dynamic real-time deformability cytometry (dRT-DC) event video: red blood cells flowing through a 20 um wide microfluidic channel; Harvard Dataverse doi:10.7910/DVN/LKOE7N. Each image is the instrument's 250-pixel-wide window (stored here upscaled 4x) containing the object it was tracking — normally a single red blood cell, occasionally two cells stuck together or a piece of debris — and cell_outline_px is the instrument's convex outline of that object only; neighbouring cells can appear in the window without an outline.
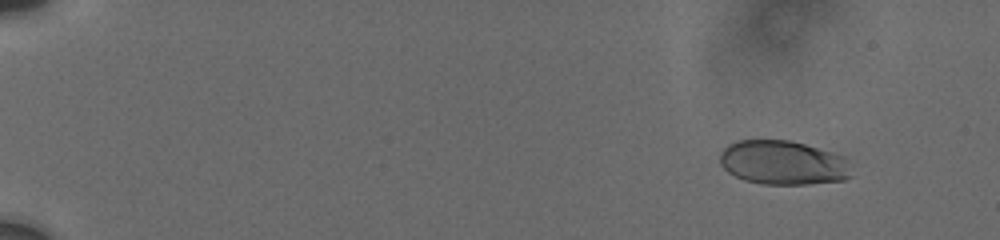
{"species": "human", "species_latin": "Homo sapiens", "temperature_condition": "cold", "stored_images_in_passage": 15, "camera_frame_rate_fps": 3000, "um_per_image_px": 0.085, "donor": {"sex": "male"}, "frame": {"image": 1, "passage_image": 3, "time_ms": 1.667, "image_size_px": [1000, 240], "cell_outline_px": [[852, 176], [844, 180], [808, 184], [764, 184], [744, 180], [728, 172], [720, 164], [720, 152], [728, 144], [736, 140], [788, 140], [804, 144], [840, 156]], "centroid_in_image_um": [66.46, 13.83], "position_along_channel_um": 18.5, "area_um2": 33.29}}
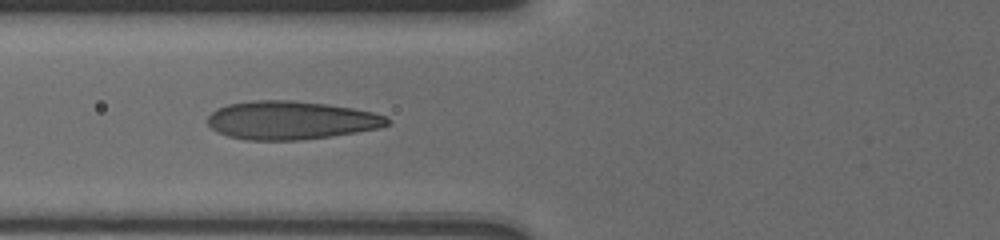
{"frame": {"image": 2, "passage_image": 12, "time_ms": 8.0, "image_size_px": [1000, 240], "cell_outline_px": [[388, 124], [380, 128], [356, 132], [300, 140], [248, 140], [228, 136], [216, 132], [208, 124], [208, 116], [216, 108], [228, 104], [252, 100], [292, 100], [328, 104], [352, 108], [372, 112], [384, 116], [388, 120]], "centroid_in_image_um": [24.68, 10.21], "position_along_channel_um": 101.1, "area_um2": 40.06}}
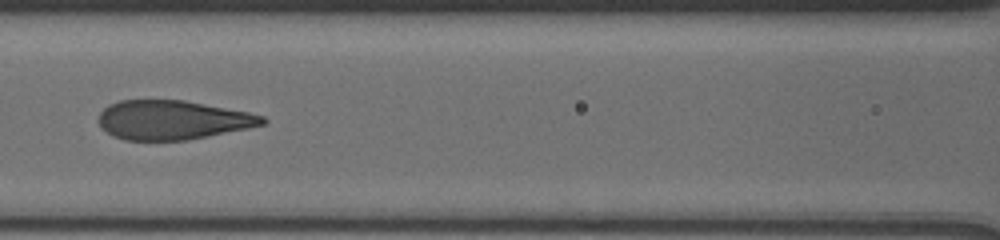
{"frame": {"image": 3, "passage_image": 14, "time_ms": 9.333, "image_size_px": [1000, 240], "cell_outline_px": [[268, 120], [264, 124], [248, 128], [188, 140], [124, 140], [112, 136], [100, 128], [96, 120], [100, 112], [108, 104], [120, 100], [184, 100], [248, 112], [264, 116]], "centroid_in_image_um": [14.61, 10.2], "position_along_channel_um": 152.0, "area_um2": 37.63}}